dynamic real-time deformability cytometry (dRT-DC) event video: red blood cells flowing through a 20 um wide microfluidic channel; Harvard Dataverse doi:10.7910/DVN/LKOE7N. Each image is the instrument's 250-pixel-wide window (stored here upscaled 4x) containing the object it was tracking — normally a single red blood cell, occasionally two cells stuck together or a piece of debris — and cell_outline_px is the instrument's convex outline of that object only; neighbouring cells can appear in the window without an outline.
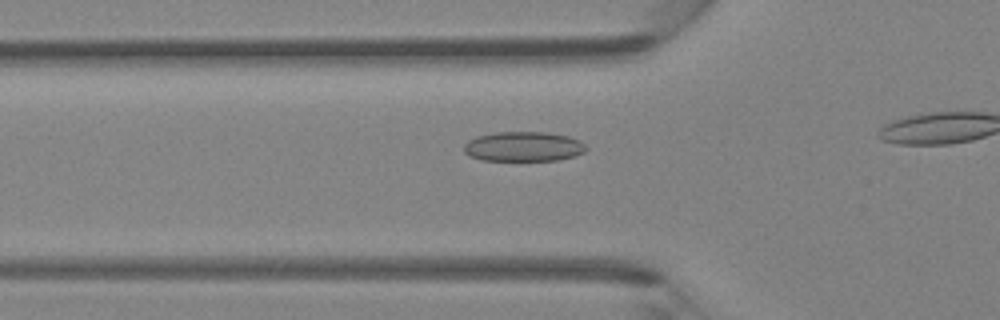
{"species": "Egyptian fruit bat (a non-hibernating species)", "species_latin": "Rousettus aegyptiacus", "temperature_condition": "room temperature", "stored_images_in_passage": 13, "camera_frame_rate_fps": 3000, "um_per_image_px": 0.085, "animal": {"sex": "female"}, "frame": {"image": 1, "passage_image": 6, "time_ms": 1.667, "image_size_px": [1000, 320], "cell_outline_px": [[588, 148], [584, 152], [576, 156], [560, 160], [480, 160], [468, 156], [464, 152], [464, 144], [468, 140], [476, 136], [496, 132], [548, 132], [568, 136], [580, 140]], "centroid_in_image_um": [44.5, 12.46], "position_along_channel_um": 81.3, "area_um2": 21.44}}
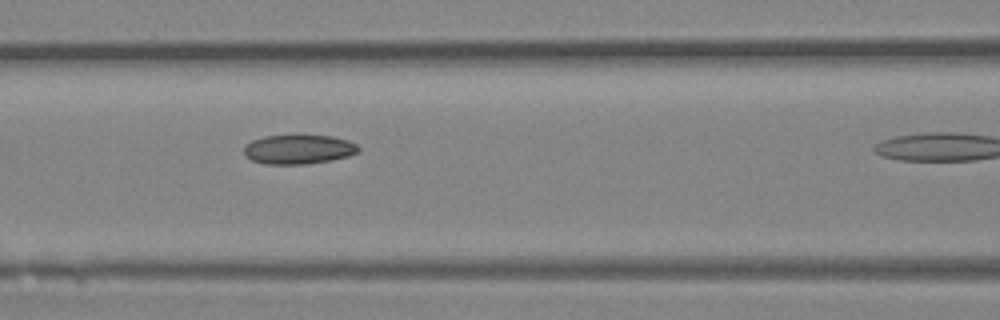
{"frame": {"image": 2, "passage_image": 10, "time_ms": 3.0, "image_size_px": [1000, 320], "cell_outline_px": [[360, 152], [348, 156], [332, 160], [308, 164], [264, 164], [252, 160], [244, 156], [244, 148], [252, 140], [264, 136], [332, 136], [348, 140], [356, 144], [360, 148]], "centroid_in_image_um": [25.4, 12.71], "position_along_channel_um": 141.2, "area_um2": 19.54}}